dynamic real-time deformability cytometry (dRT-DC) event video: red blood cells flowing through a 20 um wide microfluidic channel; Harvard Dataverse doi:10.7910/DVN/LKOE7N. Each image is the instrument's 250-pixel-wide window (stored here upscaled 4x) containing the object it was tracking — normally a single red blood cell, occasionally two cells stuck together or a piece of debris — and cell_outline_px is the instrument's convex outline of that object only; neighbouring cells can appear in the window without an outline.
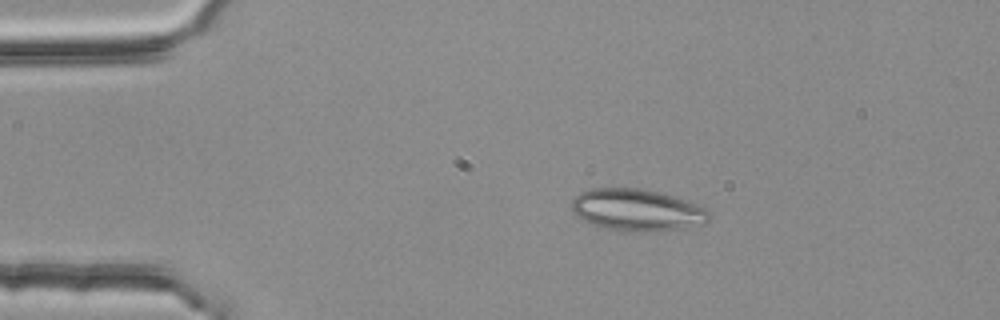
{"species": "common noctule bat (a hibernating species)", "species_latin": "Nyctalus noctula", "temperature_condition": "room temperature", "stored_images_in_passage": 3, "camera_frame_rate_fps": 3000, "um_per_image_px": 0.085, "animal": {"sex": "female", "body_mass_g": 25.1}, "frame": {"image": 1, "passage_image": 2, "time_ms": 0.333, "image_size_px": [1000, 320], "cell_outline_px": [[712, 216], [708, 220], [684, 228], [644, 232], [636, 232], [604, 228], [584, 220], [572, 212], [572, 200], [580, 192], [592, 188], [640, 188], [660, 192], [708, 208]], "centroid_in_image_um": [54.14, 17.84], "position_along_channel_um": 30.9, "area_um2": 33.35}}